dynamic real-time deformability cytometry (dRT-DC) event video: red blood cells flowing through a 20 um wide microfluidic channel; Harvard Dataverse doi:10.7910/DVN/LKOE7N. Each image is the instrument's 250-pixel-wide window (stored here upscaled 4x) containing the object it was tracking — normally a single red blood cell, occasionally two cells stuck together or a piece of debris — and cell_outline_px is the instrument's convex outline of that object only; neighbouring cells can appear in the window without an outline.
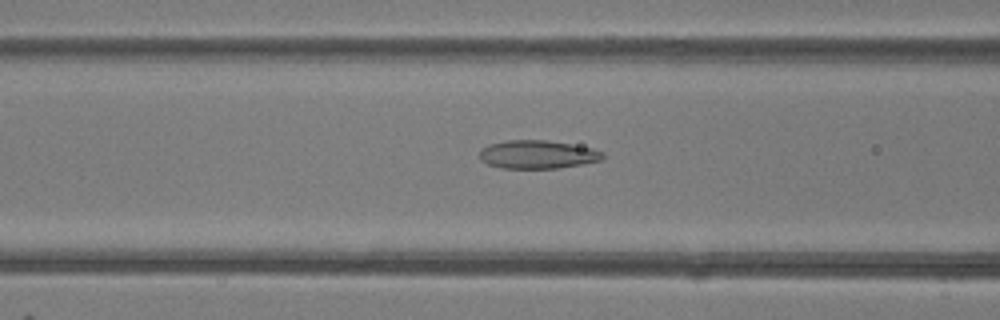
{"species": "common noctule bat (a hibernating species)", "species_latin": "Nyctalus noctula", "temperature_condition": "room temperature", "stored_images_in_passage": 47, "camera_frame_rate_fps": 3000, "um_per_image_px": 0.085, "animal": {"sex": "female"}, "frame": {"image": 1, "passage_image": 18, "time_ms": 5.667, "image_size_px": [1000, 320], "cell_outline_px": [[604, 160], [584, 164], [560, 168], [500, 168], [488, 164], [480, 160], [480, 152], [488, 144], [508, 140], [548, 140], [572, 144], [592, 148], [604, 152]], "centroid_in_image_um": [45.74, 13.13], "position_along_channel_um": 120.9, "area_um2": 20.52}}
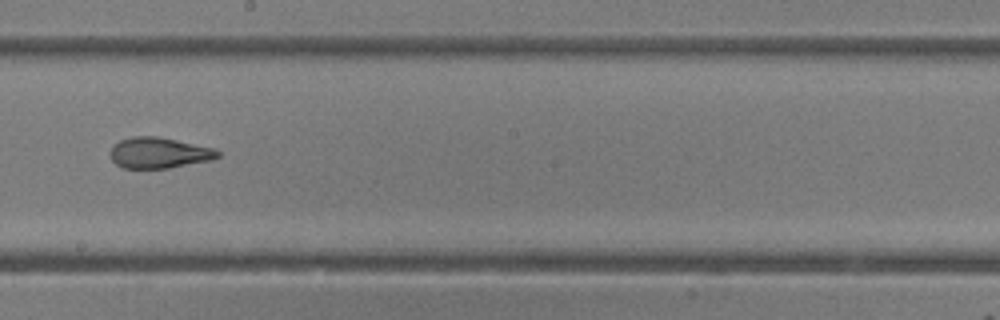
{"frame": {"image": 2, "passage_image": 26, "time_ms": 8.333, "image_size_px": [1000, 320], "cell_outline_px": [[220, 156], [212, 160], [168, 168], [120, 168], [112, 160], [108, 152], [112, 144], [120, 140], [132, 136], [156, 136], [216, 148], [220, 152]], "centroid_in_image_um": [13.48, 12.99], "position_along_channel_um": 234.7, "area_um2": 19.59}}
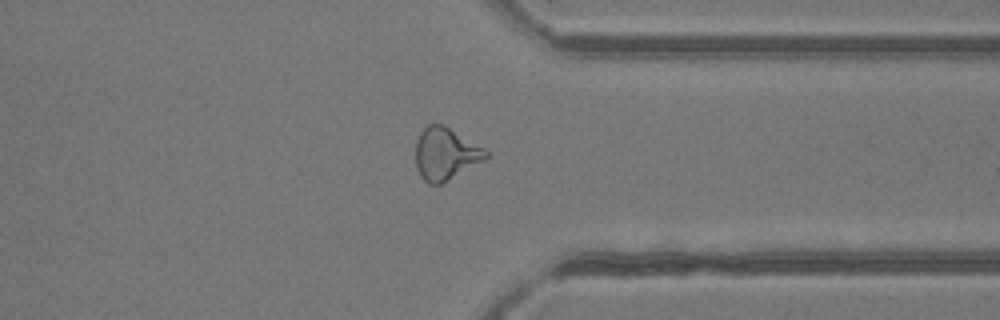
{"frame": {"image": 3, "passage_image": 36, "time_ms": 11.667, "image_size_px": [1000, 320], "cell_outline_px": [[488, 156], [484, 160], [440, 184], [428, 184], [420, 176], [416, 168], [416, 140], [420, 132], [428, 124], [444, 124], [484, 148], [488, 152]], "centroid_in_image_um": [37.84, 13.06], "position_along_channel_um": 373.6, "area_um2": 21.27}, "authors_computed_cell_mechanics": {"area_um2": 22.1374, "velocity_mm_per_s": 4.2506, "shape_relaxation_time_tau1_ms": null, "shape_relaxation_time_tau2_ms": 1.8906, "deformation_change_tau1": null, "deformation_change_tau2": 0.1159}}